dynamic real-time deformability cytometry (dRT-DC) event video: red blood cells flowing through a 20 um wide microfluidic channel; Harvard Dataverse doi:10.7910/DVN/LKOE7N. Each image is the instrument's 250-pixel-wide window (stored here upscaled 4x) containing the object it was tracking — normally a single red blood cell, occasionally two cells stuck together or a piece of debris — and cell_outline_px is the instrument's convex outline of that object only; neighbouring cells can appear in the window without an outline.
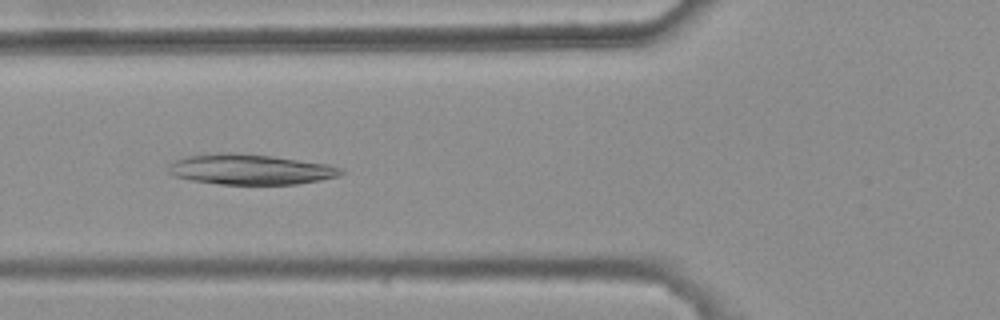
{"species": "common noctule bat (a hibernating species)", "species_latin": "Nyctalus noctula", "temperature_condition": "warm", "stored_images_in_passage": 45, "camera_frame_rate_fps": 3000, "um_per_image_px": 0.085, "animal": {"sex": "female", "body_mass_g": 25.1}, "frame": {"image": 1, "passage_image": 19, "time_ms": 6.0, "image_size_px": [1000, 320], "cell_outline_px": [[344, 172], [336, 176], [320, 180], [296, 184], [220, 184], [192, 180], [172, 176], [168, 172], [168, 168], [176, 160], [184, 156], [216, 152], [236, 152], [272, 156], [328, 164], [340, 168]], "centroid_in_image_um": [21.22, 14.38], "position_along_channel_um": 104.6, "area_um2": 30.52}}
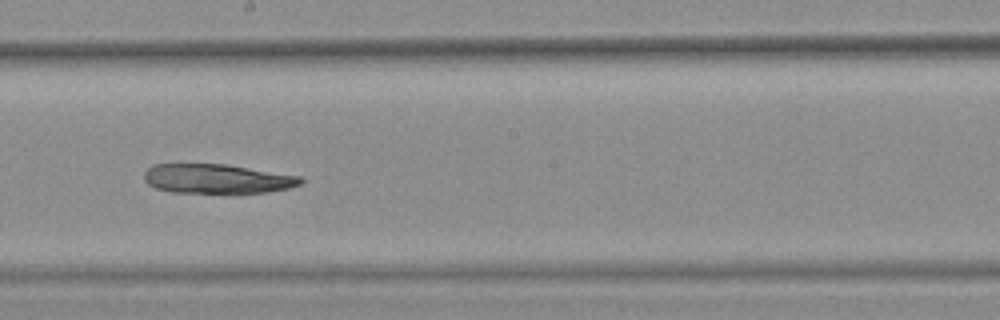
{"frame": {"image": 2, "passage_image": 29, "time_ms": 9.333, "image_size_px": [1000, 320], "cell_outline_px": [[304, 180], [300, 184], [288, 188], [268, 192], [172, 192], [156, 188], [148, 184], [144, 180], [144, 172], [152, 164], [228, 164], [304, 176]], "centroid_in_image_um": [18.48, 15.18], "position_along_channel_um": 229.7, "area_um2": 26.88}}
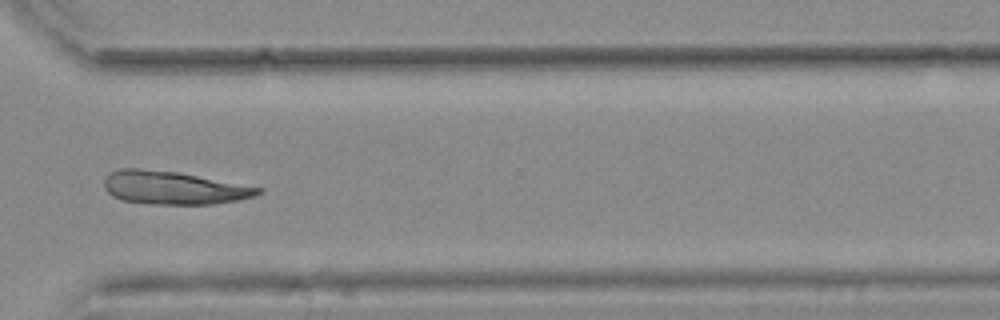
{"frame": {"image": 3, "passage_image": 39, "time_ms": 12.667, "image_size_px": [1000, 320], "cell_outline_px": [[264, 192], [256, 196], [236, 200], [212, 204], [152, 204], [120, 200], [112, 196], [104, 188], [104, 180], [116, 168], [136, 168], [180, 172], [264, 188]], "centroid_in_image_um": [14.77, 15.96], "position_along_channel_um": 355.8, "area_um2": 29.88}}